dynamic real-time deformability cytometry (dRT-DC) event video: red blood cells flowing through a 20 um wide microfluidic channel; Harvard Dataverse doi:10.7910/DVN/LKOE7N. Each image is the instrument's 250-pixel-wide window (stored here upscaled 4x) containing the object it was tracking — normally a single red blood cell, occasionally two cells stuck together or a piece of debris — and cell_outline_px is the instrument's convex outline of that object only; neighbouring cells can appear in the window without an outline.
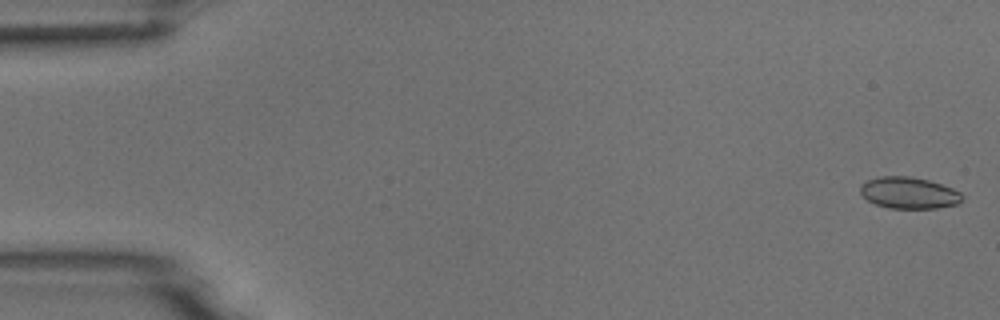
{"species": "common noctule bat (a hibernating species)", "species_latin": "Nyctalus noctula", "temperature_condition": "room temperature", "stored_images_in_passage": 4, "camera_frame_rate_fps": 3000, "um_per_image_px": 0.085, "animal": {"sex": "male", "body_mass_g": 18.8}, "frame": {"image": 1, "passage_image": 1, "time_ms": 0.0, "image_size_px": [1000, 320], "cell_outline_px": [[964, 196], [956, 204], [936, 208], [888, 208], [876, 204], [868, 200], [860, 192], [860, 184], [868, 180], [880, 176], [908, 176], [928, 180], [952, 188], [960, 192]], "centroid_in_image_um": [77.23, 16.39], "position_along_channel_um": 7.8, "area_um2": 18.55}}
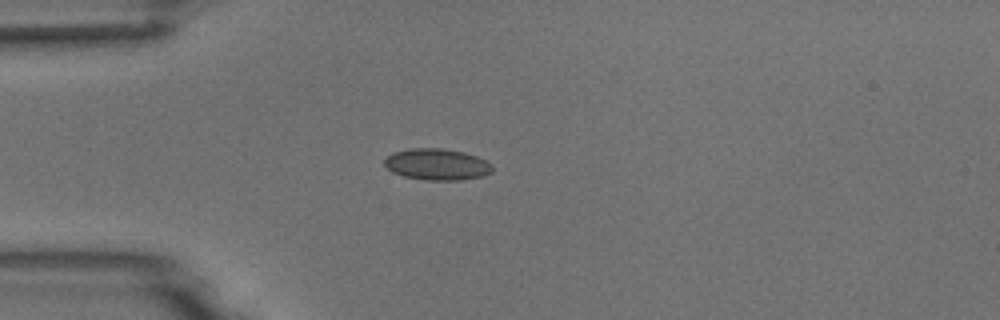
{"frame": {"image": 2, "passage_image": 4, "time_ms": 4.333, "image_size_px": [1000, 320], "cell_outline_px": [[492, 172], [484, 176], [460, 180], [428, 180], [404, 176], [392, 172], [384, 164], [384, 160], [392, 152], [412, 148], [440, 148], [464, 152], [476, 156], [492, 164]], "centroid_in_image_um": [37.15, 13.97], "position_along_channel_um": 47.9, "area_um2": 19.71}}